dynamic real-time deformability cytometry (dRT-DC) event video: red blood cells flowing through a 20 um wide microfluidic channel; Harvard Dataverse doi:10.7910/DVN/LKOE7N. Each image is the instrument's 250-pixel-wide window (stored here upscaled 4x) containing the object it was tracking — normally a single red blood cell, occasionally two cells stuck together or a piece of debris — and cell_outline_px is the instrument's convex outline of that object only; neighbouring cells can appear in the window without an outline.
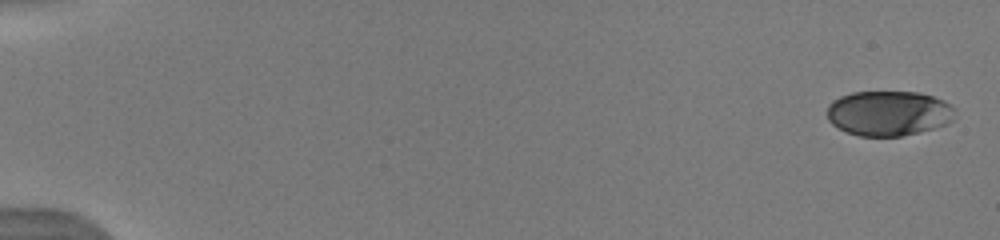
{"species": "human", "species_latin": "Homo sapiens", "temperature_condition": "warm", "stored_images_in_passage": 13, "camera_frame_rate_fps": 3000, "um_per_image_px": 0.085, "donor": {"sex": "male"}, "frame": {"image": 1, "passage_image": 1, "time_ms": 0.0, "image_size_px": [1000, 240], "cell_outline_px": [[956, 108], [952, 120], [944, 124], [920, 132], [900, 136], [860, 136], [848, 132], [832, 124], [828, 120], [828, 104], [832, 100], [840, 96], [852, 92], [920, 92], [944, 100]], "centroid_in_image_um": [75.53, 9.61], "position_along_channel_um": 9.5, "area_um2": 33.52}}
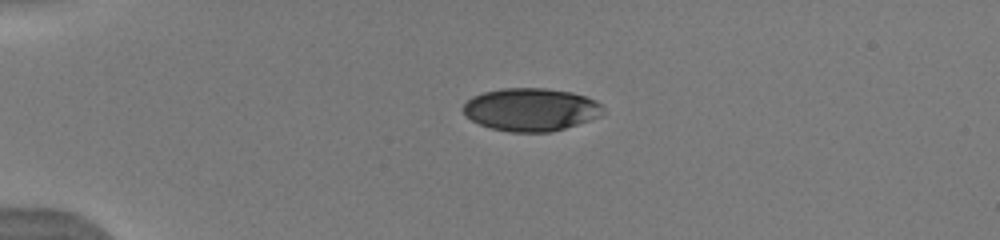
{"frame": {"image": 2, "passage_image": 7, "time_ms": 4.0, "image_size_px": [1000, 240], "cell_outline_px": [[604, 112], [600, 116], [552, 132], [508, 132], [492, 128], [480, 124], [472, 120], [464, 112], [464, 104], [472, 96], [484, 92], [504, 88], [548, 88], [572, 92], [596, 100], [604, 108]], "centroid_in_image_um": [45.14, 9.3], "position_along_channel_um": 39.9, "area_um2": 34.8}}
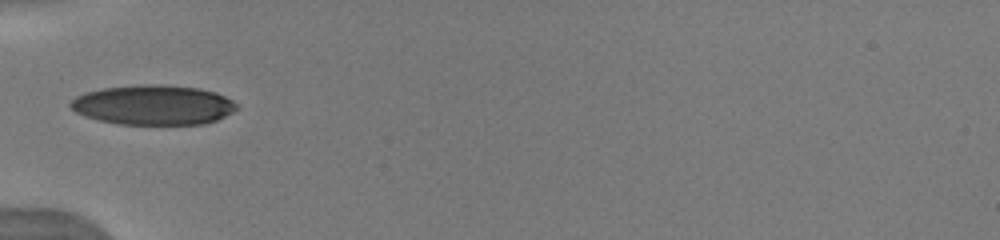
{"frame": {"image": 3, "passage_image": 10, "time_ms": 6.0, "image_size_px": [1000, 240], "cell_outline_px": [[240, 108], [216, 120], [204, 124], [120, 124], [100, 120], [84, 116], [76, 112], [68, 104], [76, 96], [84, 92], [104, 88], [140, 84], [160, 84], [200, 88], [216, 92], [232, 100]], "centroid_in_image_um": [13.04, 8.91], "position_along_channel_um": 72.0, "area_um2": 38.61}}